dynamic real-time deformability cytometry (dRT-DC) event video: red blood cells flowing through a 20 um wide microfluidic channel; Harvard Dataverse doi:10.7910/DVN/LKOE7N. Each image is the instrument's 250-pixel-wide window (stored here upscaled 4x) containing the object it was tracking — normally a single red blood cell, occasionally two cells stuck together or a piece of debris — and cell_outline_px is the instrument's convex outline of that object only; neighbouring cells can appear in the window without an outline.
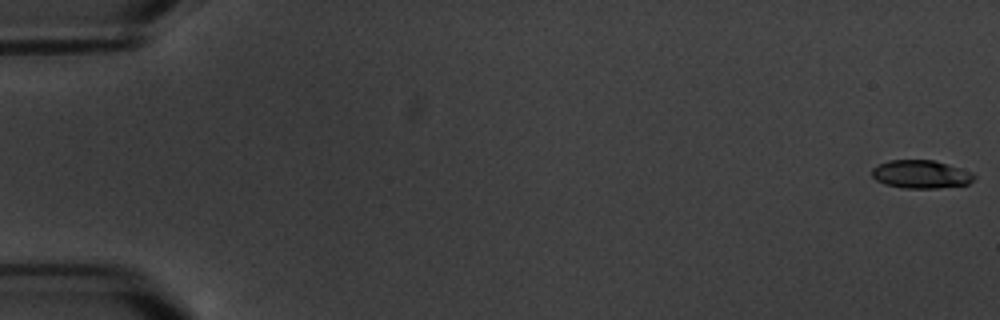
{"species": "common noctule bat (a hibernating species)", "species_latin": "Nyctalus noctula", "temperature_condition": "warm", "stored_images_in_passage": 6, "camera_frame_rate_fps": 3000, "um_per_image_px": 0.085, "animal": {"sex": "male", "body_mass_g": 20.1, "forearm_length_mm": 53.5}, "frame": {"image": 1, "passage_image": 1, "time_ms": 0.0, "image_size_px": [1000, 320], "cell_outline_px": [[976, 176], [968, 184], [936, 188], [904, 188], [884, 184], [876, 180], [872, 176], [872, 168], [888, 160], [936, 160], [972, 172]], "centroid_in_image_um": [78.27, 14.81], "position_along_channel_um": 6.7, "area_um2": 16.76}}
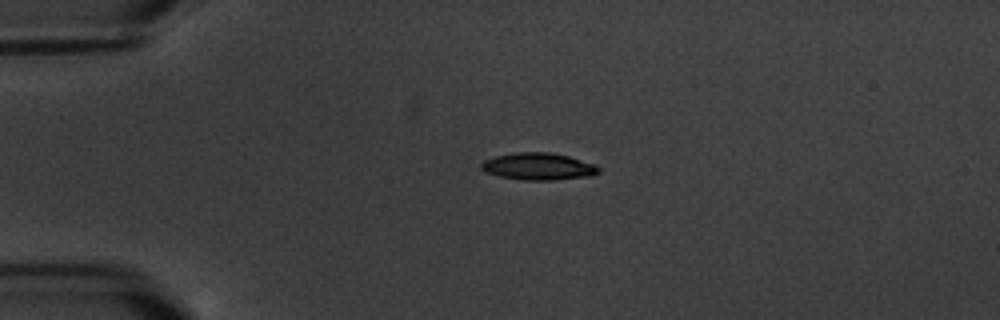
{"frame": {"image": 2, "passage_image": 5, "time_ms": 4.667, "image_size_px": [1000, 320], "cell_outline_px": [[600, 172], [592, 176], [552, 180], [524, 180], [500, 176], [488, 172], [480, 168], [480, 164], [484, 160], [496, 156], [512, 152], [552, 152], [568, 156], [596, 164], [600, 168]], "centroid_in_image_um": [45.8, 14.14], "position_along_channel_um": 39.2, "area_um2": 18.61}}